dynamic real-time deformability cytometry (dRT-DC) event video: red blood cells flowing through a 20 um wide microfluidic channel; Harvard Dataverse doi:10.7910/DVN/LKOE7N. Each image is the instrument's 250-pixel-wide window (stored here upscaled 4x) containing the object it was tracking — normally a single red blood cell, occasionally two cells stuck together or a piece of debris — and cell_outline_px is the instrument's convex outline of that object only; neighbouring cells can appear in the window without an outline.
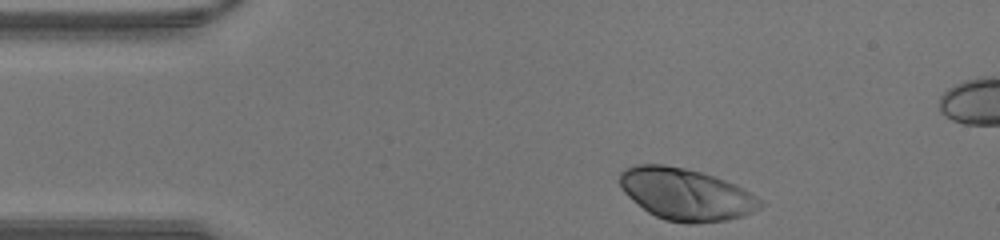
{"species": "human", "species_latin": "Homo sapiens", "temperature_condition": "warm", "stored_images_in_passage": 28, "camera_frame_rate_fps": 3000, "um_per_image_px": 0.085, "donor": {"sex": "male"}, "frame": {"image": 1, "passage_image": 1, "time_ms": 0.0, "image_size_px": [1000, 240], "cell_outline_px": [[764, 204], [760, 208], [744, 216], [724, 220], [692, 224], [688, 224], [664, 220], [648, 212], [632, 200], [624, 192], [620, 184], [620, 172], [624, 168], [636, 164], [664, 164], [684, 168], [700, 172], [736, 184], [760, 200]], "centroid_in_image_um": [58.27, 16.51], "position_along_channel_um": 26.7, "area_um2": 42.25}}
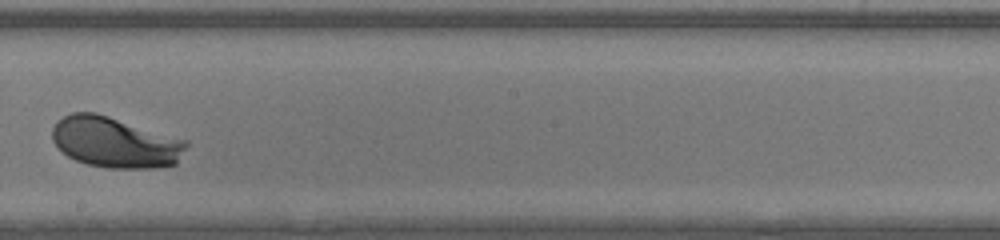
{"frame": {"image": 2, "passage_image": 18, "time_ms": 5.667, "image_size_px": [1000, 240], "cell_outline_px": [[188, 144], [176, 164], [156, 168], [108, 168], [88, 164], [76, 160], [68, 156], [52, 140], [52, 128], [56, 120], [72, 112], [96, 112], [188, 140]], "centroid_in_image_um": [9.79, 12.09], "position_along_channel_um": 238.4, "area_um2": 39.71}}
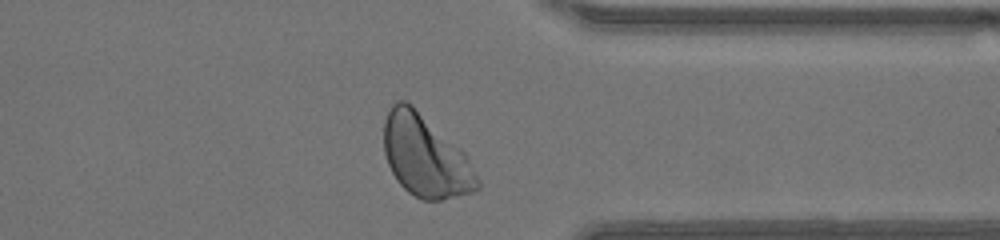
{"frame": {"image": 3, "passage_image": 27, "time_ms": 8.667, "image_size_px": [1000, 240], "cell_outline_px": [[480, 188], [472, 192], [440, 200], [420, 200], [408, 192], [396, 180], [388, 164], [384, 152], [384, 120], [392, 104], [396, 100], [404, 100], [412, 104], [460, 148], [468, 156], [480, 180]], "centroid_in_image_um": [36.16, 13.28], "position_along_channel_um": 375.2, "area_um2": 44.68}}